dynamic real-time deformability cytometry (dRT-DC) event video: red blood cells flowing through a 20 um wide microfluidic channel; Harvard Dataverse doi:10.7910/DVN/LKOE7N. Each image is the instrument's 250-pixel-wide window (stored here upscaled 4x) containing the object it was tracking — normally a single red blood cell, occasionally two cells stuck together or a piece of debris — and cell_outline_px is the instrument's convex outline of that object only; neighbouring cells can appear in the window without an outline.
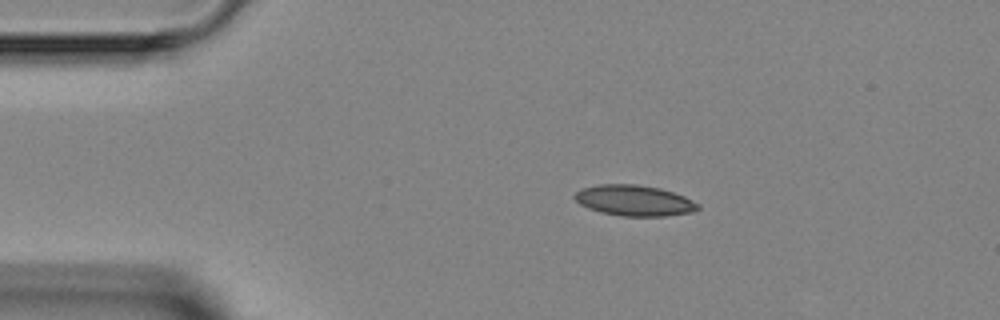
{"species": "Egyptian fruit bat (a non-hibernating species)", "species_latin": "Rousettus aegyptiacus", "temperature_condition": "room temperature", "stored_images_in_passage": 2, "camera_frame_rate_fps": 3000, "um_per_image_px": 0.085, "animal": {"sex": "female"}, "frame": {"image": 1, "passage_image": 1, "time_ms": 0.0, "image_size_px": [1000, 320], "cell_outline_px": [[700, 208], [692, 212], [668, 216], [620, 216], [600, 212], [588, 208], [580, 204], [572, 196], [580, 188], [600, 184], [636, 184], [660, 188], [684, 196], [700, 204]], "centroid_in_image_um": [53.9, 17.04], "position_along_channel_um": 31.1, "area_um2": 22.25}}